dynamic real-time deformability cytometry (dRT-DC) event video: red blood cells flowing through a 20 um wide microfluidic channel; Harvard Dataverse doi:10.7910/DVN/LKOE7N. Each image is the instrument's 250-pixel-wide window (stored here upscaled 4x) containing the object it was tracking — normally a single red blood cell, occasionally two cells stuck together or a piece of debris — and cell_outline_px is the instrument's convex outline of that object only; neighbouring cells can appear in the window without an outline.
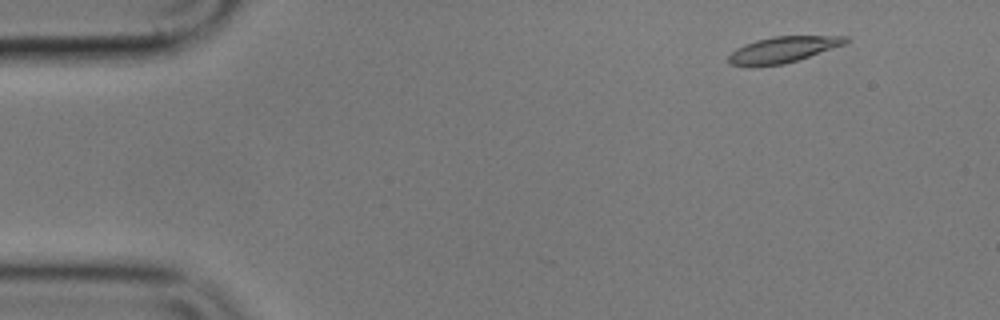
{"species": "common noctule bat (a hibernating species)", "species_latin": "Nyctalus noctula", "temperature_condition": "cold", "stored_images_in_passage": 15, "camera_frame_rate_fps": 3000, "um_per_image_px": 0.085, "animal": {"sex": "male", "body_mass_g": 17.9}, "frame": {"image": 1, "passage_image": 4, "time_ms": 1.0, "image_size_px": [1000, 320], "cell_outline_px": [[852, 40], [844, 44], [784, 64], [748, 68], [728, 64], [728, 56], [736, 48], [744, 44], [756, 40], [772, 36], [848, 36]], "centroid_in_image_um": [66.47, 4.23], "position_along_channel_um": 18.5, "area_um2": 17.98}}
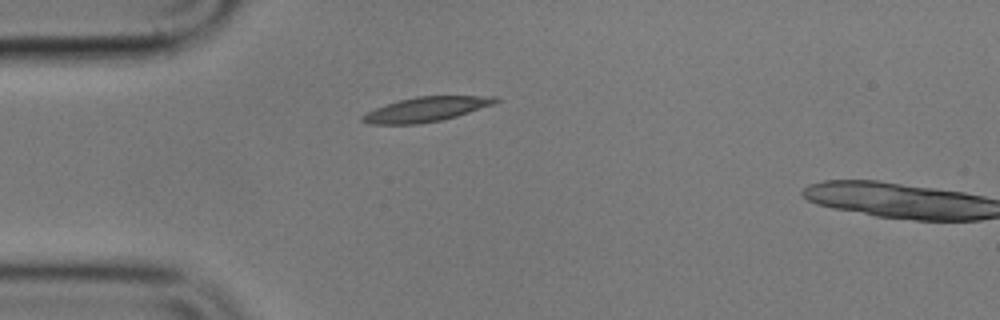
{"frame": {"image": 2, "passage_image": 13, "time_ms": 4.0, "image_size_px": [1000, 320], "cell_outline_px": [[500, 100], [492, 104], [456, 116], [440, 120], [420, 124], [368, 124], [360, 120], [360, 116], [376, 108], [400, 100], [416, 96], [500, 96]], "centroid_in_image_um": [36.2, 9.29], "position_along_channel_um": 48.8, "area_um2": 18.84}}